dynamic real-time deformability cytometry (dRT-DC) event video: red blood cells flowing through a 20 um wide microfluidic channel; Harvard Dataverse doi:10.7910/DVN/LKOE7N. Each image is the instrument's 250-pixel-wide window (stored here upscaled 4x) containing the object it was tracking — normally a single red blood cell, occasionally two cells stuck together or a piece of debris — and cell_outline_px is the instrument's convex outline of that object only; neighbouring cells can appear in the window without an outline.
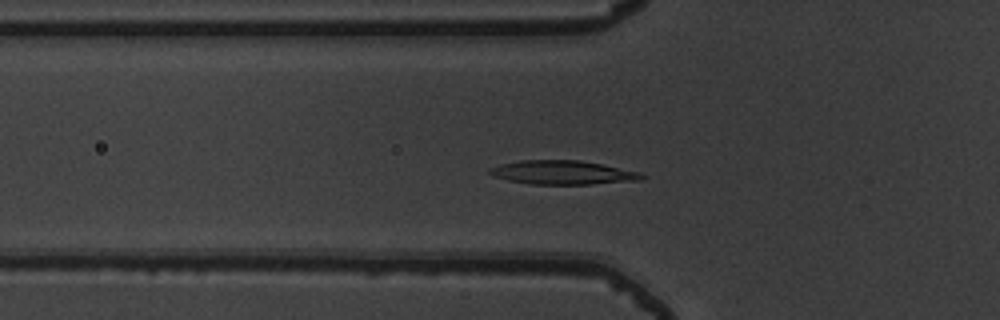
{"species": "common noctule bat (a hibernating species)", "species_latin": "Nyctalus noctula", "temperature_condition": "warm", "stored_images_in_passage": 47, "camera_frame_rate_fps": 3000, "um_per_image_px": 0.085, "animal": {"sex": "male", "body_mass_g": 19.5, "forearm_length_mm": 54.6}, "frame": {"image": 1, "passage_image": 13, "time_ms": 4.0, "image_size_px": [1000, 320], "cell_outline_px": [[644, 176], [640, 180], [592, 184], [532, 184], [508, 180], [496, 176], [488, 172], [488, 168], [500, 164], [520, 160], [580, 160], [640, 172]], "centroid_in_image_um": [47.8, 14.66], "position_along_channel_um": 78.0, "area_um2": 20.92}}
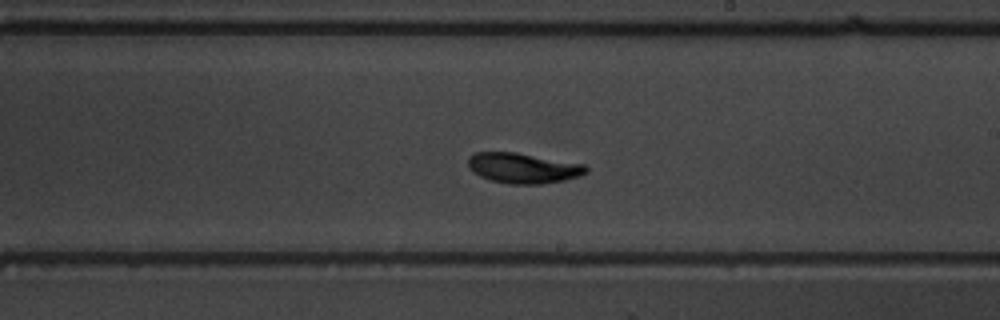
{"frame": {"image": 2, "passage_image": 26, "time_ms": 8.333, "image_size_px": [1000, 320], "cell_outline_px": [[588, 172], [580, 176], [564, 180], [540, 184], [508, 184], [488, 180], [472, 172], [468, 168], [468, 156], [476, 152], [516, 152], [584, 164], [588, 168]], "centroid_in_image_um": [44.44, 14.29], "position_along_channel_um": 244.6, "area_um2": 21.04}}
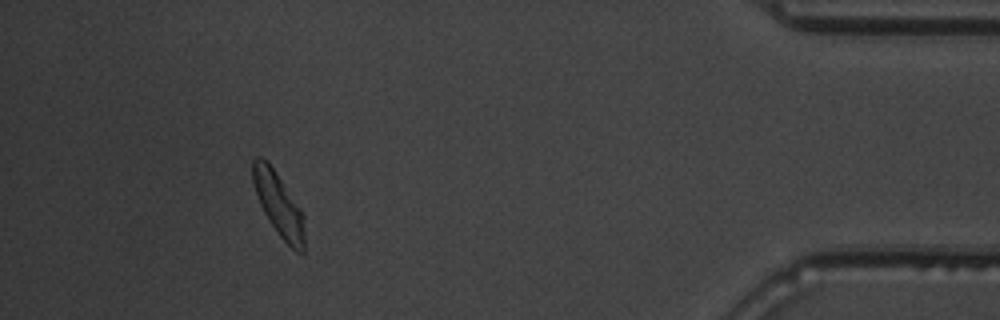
{"frame": {"image": 3, "passage_image": 43, "time_ms": 14.0, "image_size_px": [1000, 320], "cell_outline_px": [[304, 252], [296, 252], [280, 236], [268, 220], [260, 204], [252, 180], [252, 160], [256, 156], [260, 156], [268, 160], [300, 208], [304, 216]], "centroid_in_image_um": [23.67, 17.34], "position_along_channel_um": 411.5, "area_um2": 19.02}, "authors_computed_cell_mechanics": {"area_um2": 20.3456, "velocity_mm_per_s": 3.844, "shape_relaxation_time_tau1_ms": 2.2243, "shape_relaxation_time_tau2_ms": 2.5916, "deformation_change_tau1": 0.1344, "deformation_change_tau2": 0.0702}}